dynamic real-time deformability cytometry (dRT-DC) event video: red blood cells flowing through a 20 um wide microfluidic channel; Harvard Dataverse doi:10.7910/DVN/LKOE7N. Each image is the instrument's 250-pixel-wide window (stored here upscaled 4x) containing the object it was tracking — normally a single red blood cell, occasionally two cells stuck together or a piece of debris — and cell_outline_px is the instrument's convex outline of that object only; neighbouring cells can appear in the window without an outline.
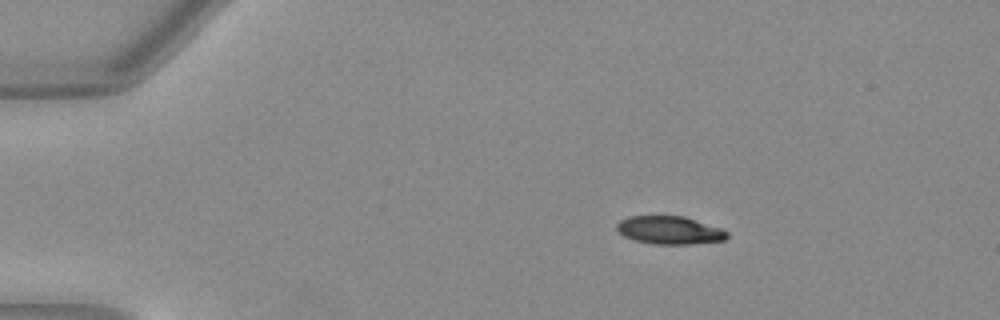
{"species": "Egyptian fruit bat (a non-hibernating species)", "species_latin": "Rousettus aegyptiacus", "temperature_condition": "warm", "stored_images_in_passage": 12, "camera_frame_rate_fps": 3000, "um_per_image_px": 0.085, "animal": {"sex": "female"}, "frame": {"image": 1, "passage_image": 1, "time_ms": 0.0, "image_size_px": [1000, 320], "cell_outline_px": [[728, 236], [724, 240], [692, 244], [652, 244], [636, 240], [624, 236], [616, 228], [616, 224], [620, 220], [628, 216], [684, 216], [720, 228], [728, 232]], "centroid_in_image_um": [56.9, 19.56], "position_along_channel_um": 28.1, "area_um2": 17.92}}
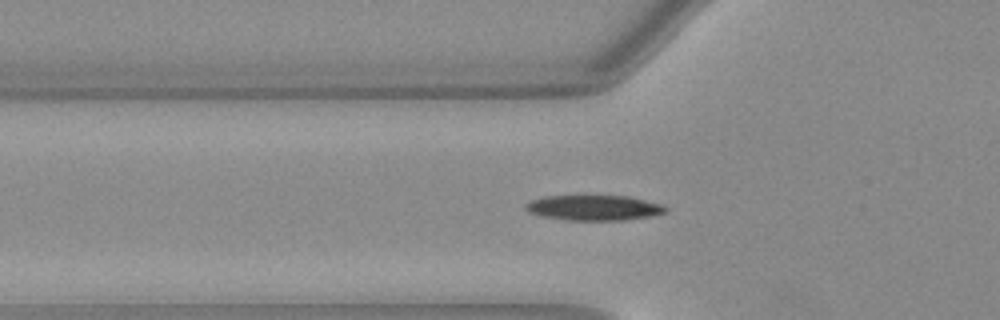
{"frame": {"image": 2, "passage_image": 10, "time_ms": 3.0, "image_size_px": [1000, 320], "cell_outline_px": [[668, 208], [664, 212], [648, 216], [624, 220], [568, 220], [540, 216], [528, 212], [524, 208], [524, 204], [532, 200], [548, 196], [624, 196], [644, 200], [660, 204]], "centroid_in_image_um": [50.41, 17.66], "position_along_channel_um": 75.4, "area_um2": 20.29}}